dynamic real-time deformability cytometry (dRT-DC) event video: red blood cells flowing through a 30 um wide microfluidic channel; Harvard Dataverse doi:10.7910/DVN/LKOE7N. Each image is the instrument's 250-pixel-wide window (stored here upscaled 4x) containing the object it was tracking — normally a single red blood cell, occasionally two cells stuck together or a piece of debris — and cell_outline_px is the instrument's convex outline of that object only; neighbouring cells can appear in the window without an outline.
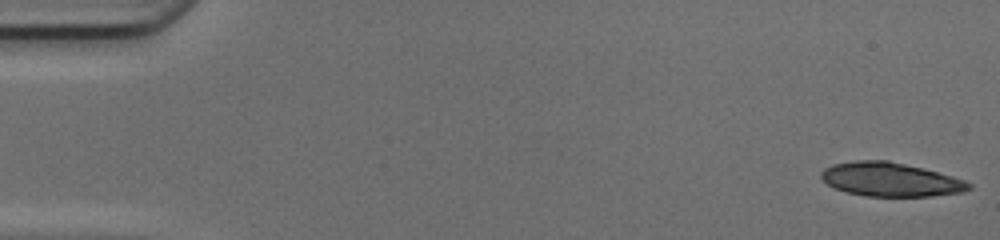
{"species": "common noctule bat (a hibernating species)", "species_latin": "Nyctalus noctula", "temperature_condition": "cold", "stored_images_in_passage": 15, "camera_frame_rate_fps": 3000, "um_per_image_px": 0.085, "animal": {"sex": "female", "body_mass_g": 17.0, "forearm_length_mm": 48.0}, "frame": {"image": 1, "passage_image": 1, "time_ms": 0.0, "image_size_px": [1000, 240], "cell_outline_px": [[972, 188], [964, 192], [932, 196], [864, 196], [832, 188], [820, 176], [820, 172], [824, 168], [832, 164], [856, 160], [888, 160], [924, 168], [952, 176], [964, 180], [972, 184]], "centroid_in_image_um": [75.69, 15.25], "position_along_channel_um": 9.3, "area_um2": 29.3}}